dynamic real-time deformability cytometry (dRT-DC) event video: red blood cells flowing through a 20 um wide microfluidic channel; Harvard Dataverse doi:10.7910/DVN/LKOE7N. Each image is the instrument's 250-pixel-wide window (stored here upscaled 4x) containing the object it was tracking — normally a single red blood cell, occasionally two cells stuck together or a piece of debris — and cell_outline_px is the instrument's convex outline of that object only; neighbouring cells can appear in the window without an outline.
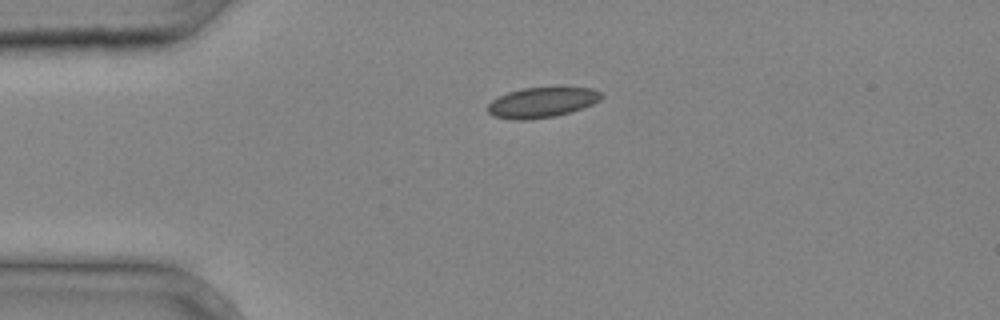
{"species": "common noctule bat (a hibernating species)", "species_latin": "Nyctalus noctula", "temperature_condition": "cold", "stored_images_in_passage": 1, "camera_frame_rate_fps": 3000, "um_per_image_px": 0.085, "animal": {"sex": "male", "body_mass_g": 20.4}, "frame": {"image": 1, "passage_image": 1, "time_ms": 0.0, "image_size_px": [1000, 320], "cell_outline_px": [[604, 96], [600, 100], [592, 104], [556, 116], [524, 120], [516, 120], [492, 116], [488, 112], [488, 104], [492, 100], [508, 92], [524, 88], [592, 88], [600, 92]], "centroid_in_image_um": [46.04, 8.71], "position_along_channel_um": 39.0, "area_um2": 19.71}}